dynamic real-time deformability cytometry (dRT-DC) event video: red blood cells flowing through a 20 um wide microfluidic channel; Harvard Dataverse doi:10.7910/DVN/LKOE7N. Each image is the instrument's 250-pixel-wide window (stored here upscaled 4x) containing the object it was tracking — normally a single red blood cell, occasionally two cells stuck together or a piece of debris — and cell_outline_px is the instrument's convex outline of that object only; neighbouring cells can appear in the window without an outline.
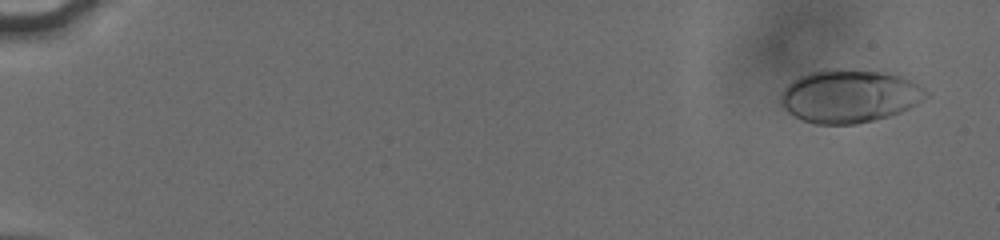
{"species": "human", "species_latin": "Homo sapiens", "temperature_condition": "cold", "stored_images_in_passage": 19, "camera_frame_rate_fps": 3000, "um_per_image_px": 0.085, "donor": {"sex": "male"}, "frame": {"image": 1, "passage_image": 3, "time_ms": 0.667, "image_size_px": [1000, 240], "cell_outline_px": [[932, 92], [924, 100], [900, 112], [888, 116], [856, 124], [816, 124], [792, 116], [780, 104], [780, 96], [784, 88], [792, 80], [808, 72], [824, 68], [836, 68], [880, 72], [900, 76]], "centroid_in_image_um": [72.17, 8.16], "position_along_channel_um": 12.8, "area_um2": 45.08}}
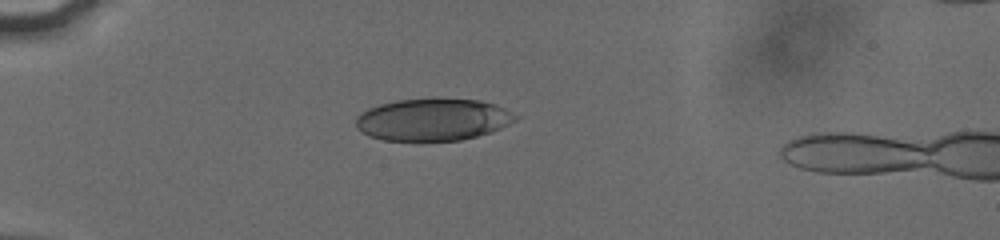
{"frame": {"image": 2, "passage_image": 14, "time_ms": 5.333, "image_size_px": [1000, 240], "cell_outline_px": [[520, 116], [516, 120], [500, 128], [476, 136], [460, 140], [384, 140], [368, 136], [356, 128], [356, 116], [368, 108], [380, 104], [396, 100], [436, 96], [480, 100], [496, 104]], "centroid_in_image_um": [36.79, 10.12], "position_along_channel_um": 48.2, "area_um2": 39.82}}
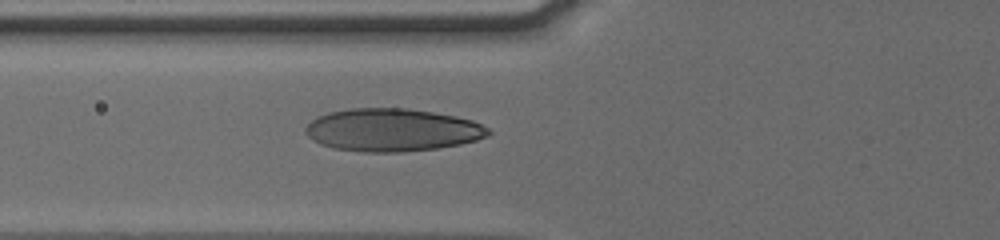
{"frame": {"image": 3, "passage_image": 19, "time_ms": 7.333, "image_size_px": [1000, 240], "cell_outline_px": [[492, 132], [488, 136], [476, 140], [460, 144], [436, 148], [400, 152], [364, 152], [336, 148], [320, 144], [312, 140], [304, 132], [304, 128], [316, 116], [328, 112], [352, 108], [404, 108], [432, 112], [456, 116], [472, 120], [488, 128]], "centroid_in_image_um": [33.32, 11.04], "position_along_channel_um": 92.5, "area_um2": 45.55}}